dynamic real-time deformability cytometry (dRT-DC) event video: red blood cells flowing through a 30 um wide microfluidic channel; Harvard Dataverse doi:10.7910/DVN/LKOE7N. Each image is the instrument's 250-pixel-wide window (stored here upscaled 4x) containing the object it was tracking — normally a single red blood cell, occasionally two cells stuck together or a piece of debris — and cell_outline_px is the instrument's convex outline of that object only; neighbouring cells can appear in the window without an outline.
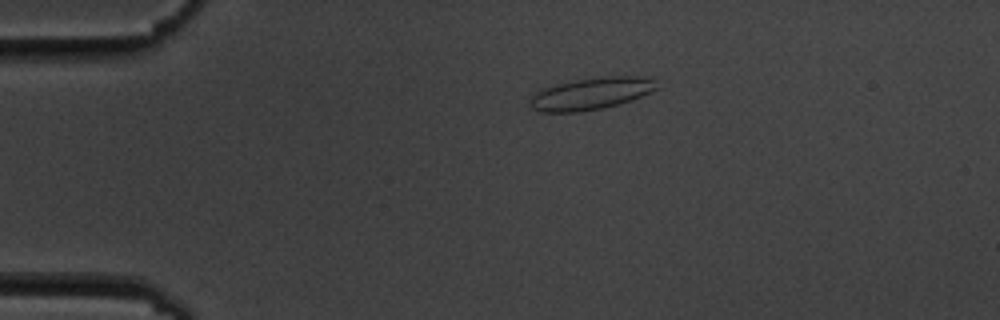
{"species": "common noctule bat (a hibernating species)", "species_latin": "Nyctalus noctula", "temperature_condition": "cold", "stored_images_in_passage": 7, "camera_frame_rate_fps": 3000, "um_per_image_px": 0.085, "animal": {"sex": "male", "body_mass_g": 19.5, "forearm_length_mm": 54.6}, "frame": {"image": 1, "passage_image": 2, "time_ms": 1.333, "image_size_px": [1000, 320], "cell_outline_px": [[656, 88], [632, 100], [604, 108], [580, 112], [540, 112], [532, 108], [528, 100], [540, 88], [556, 84], [576, 80], [604, 76], [640, 76], [652, 80]], "centroid_in_image_um": [50.15, 7.97], "position_along_channel_um": 34.9, "area_um2": 23.47}}
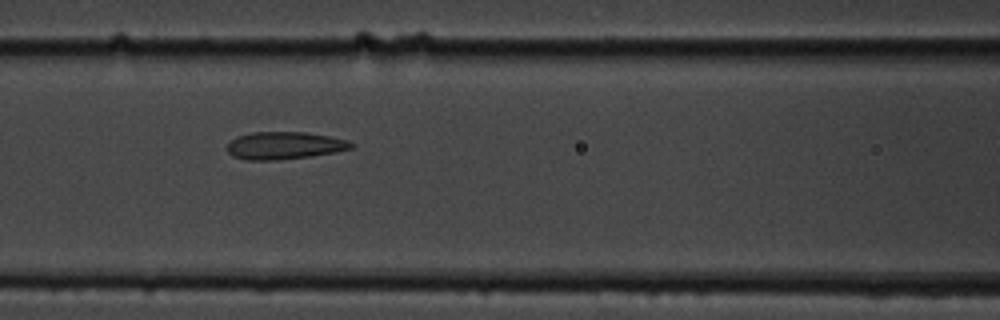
{"frame": {"image": 2, "passage_image": 6, "time_ms": 5.667, "image_size_px": [1000, 320], "cell_outline_px": [[356, 144], [352, 148], [336, 152], [312, 156], [276, 160], [244, 160], [232, 156], [224, 148], [236, 136], [252, 132], [308, 132], [332, 136], [348, 140]], "centroid_in_image_um": [24.18, 12.37], "position_along_channel_um": 142.4, "area_um2": 20.23}}
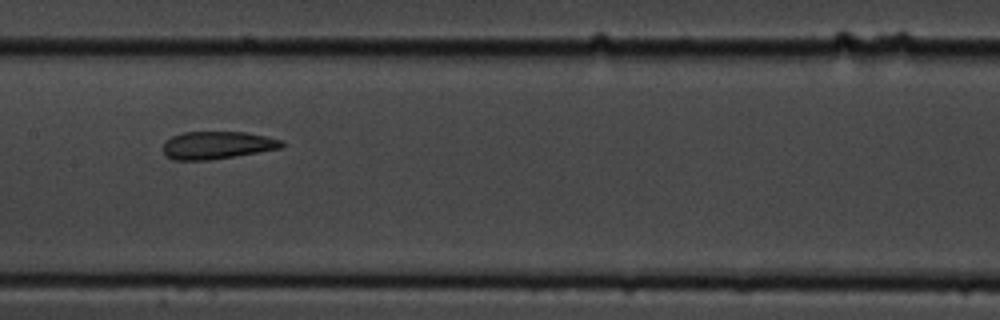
{"frame": {"image": 3, "passage_image": 7, "time_ms": 7.0, "image_size_px": [1000, 320], "cell_outline_px": [[284, 144], [280, 148], [212, 160], [172, 160], [164, 152], [164, 140], [172, 136], [184, 132], [244, 132], [284, 140]], "centroid_in_image_um": [18.44, 12.34], "position_along_channel_um": 189.0, "area_um2": 19.02}}